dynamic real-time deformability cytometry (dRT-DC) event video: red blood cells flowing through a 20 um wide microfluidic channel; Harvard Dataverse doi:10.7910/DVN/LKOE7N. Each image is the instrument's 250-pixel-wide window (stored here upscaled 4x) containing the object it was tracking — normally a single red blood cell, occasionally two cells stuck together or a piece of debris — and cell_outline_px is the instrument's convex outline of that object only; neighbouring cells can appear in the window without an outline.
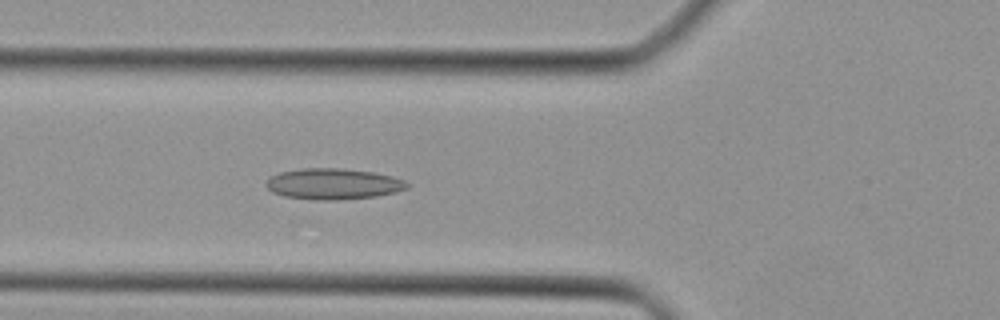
{"species": "Egyptian fruit bat (a non-hibernating species)", "species_latin": "Rousettus aegyptiacus", "temperature_condition": "cold", "stored_images_in_passage": 42, "camera_frame_rate_fps": 3000, "um_per_image_px": 0.085, "animal": {"sex": "female"}, "frame": {"image": 1, "passage_image": 17, "time_ms": 5.333, "image_size_px": [1000, 320], "cell_outline_px": [[412, 184], [408, 188], [396, 192], [376, 196], [336, 200], [320, 200], [284, 196], [272, 192], [264, 184], [268, 176], [280, 172], [300, 168], [340, 168], [372, 172], [392, 176], [404, 180]], "centroid_in_image_um": [28.31, 15.62], "position_along_channel_um": 97.5, "area_um2": 25.61}}
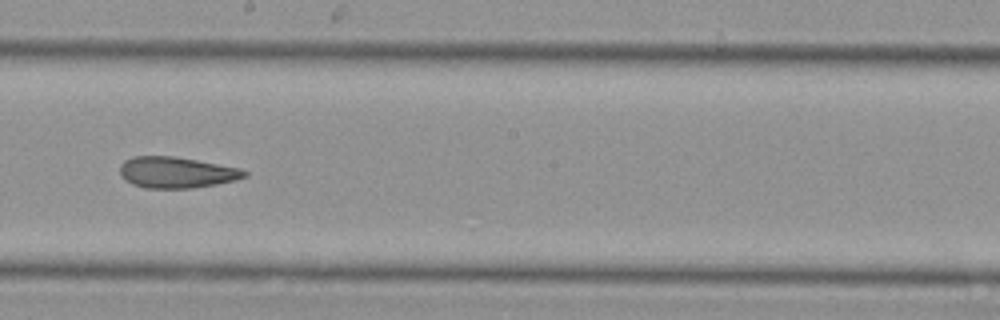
{"frame": {"image": 2, "passage_image": 26, "time_ms": 8.333, "image_size_px": [1000, 320], "cell_outline_px": [[248, 176], [236, 180], [216, 184], [192, 188], [144, 188], [132, 184], [124, 180], [120, 176], [120, 164], [124, 160], [132, 156], [172, 156], [196, 160], [240, 168], [248, 172]], "centroid_in_image_um": [14.97, 14.66], "position_along_channel_um": 233.2, "area_um2": 22.72}}
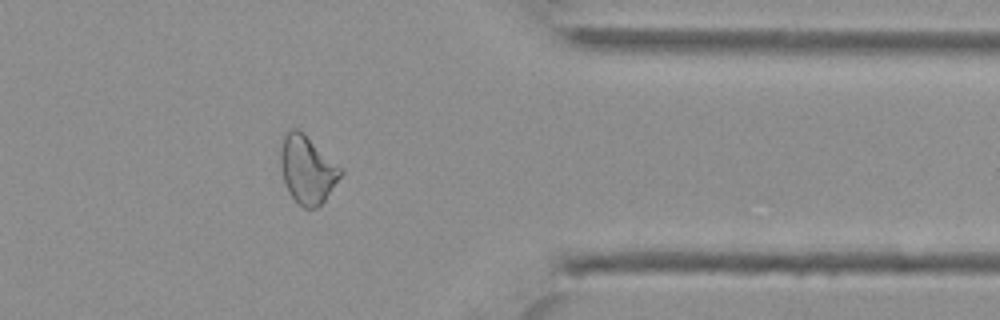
{"frame": {"image": 3, "passage_image": 37, "time_ms": 12.0, "image_size_px": [1000, 320], "cell_outline_px": [[344, 172], [324, 200], [316, 208], [304, 208], [292, 196], [284, 180], [280, 168], [280, 148], [284, 136], [292, 128], [296, 128], [304, 132], [344, 168]], "centroid_in_image_um": [26.15, 14.36], "position_along_channel_um": 385.3, "area_um2": 23.81}}